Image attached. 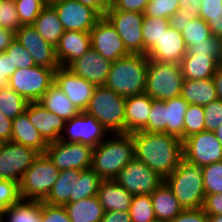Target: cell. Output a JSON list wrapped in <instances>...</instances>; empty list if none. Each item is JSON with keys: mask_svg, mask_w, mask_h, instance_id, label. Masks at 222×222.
Here are the masks:
<instances>
[{"mask_svg": "<svg viewBox=\"0 0 222 222\" xmlns=\"http://www.w3.org/2000/svg\"><path fill=\"white\" fill-rule=\"evenodd\" d=\"M135 159L145 163L162 178H167L184 160L183 143L166 133H131Z\"/></svg>", "mask_w": 222, "mask_h": 222, "instance_id": "6da1fadb", "label": "cell"}, {"mask_svg": "<svg viewBox=\"0 0 222 222\" xmlns=\"http://www.w3.org/2000/svg\"><path fill=\"white\" fill-rule=\"evenodd\" d=\"M111 136L95 146L92 154L91 168L103 180H113L135 158L132 134L114 133Z\"/></svg>", "mask_w": 222, "mask_h": 222, "instance_id": "7a4b0ae2", "label": "cell"}, {"mask_svg": "<svg viewBox=\"0 0 222 222\" xmlns=\"http://www.w3.org/2000/svg\"><path fill=\"white\" fill-rule=\"evenodd\" d=\"M150 0H112L108 10H121L143 13Z\"/></svg>", "mask_w": 222, "mask_h": 222, "instance_id": "816d5d0a", "label": "cell"}, {"mask_svg": "<svg viewBox=\"0 0 222 222\" xmlns=\"http://www.w3.org/2000/svg\"><path fill=\"white\" fill-rule=\"evenodd\" d=\"M186 47L194 43L206 42L212 36L208 23L201 17L194 18L181 31Z\"/></svg>", "mask_w": 222, "mask_h": 222, "instance_id": "f35d334b", "label": "cell"}, {"mask_svg": "<svg viewBox=\"0 0 222 222\" xmlns=\"http://www.w3.org/2000/svg\"><path fill=\"white\" fill-rule=\"evenodd\" d=\"M186 52L187 47L181 32L169 26L146 56L157 62L180 64Z\"/></svg>", "mask_w": 222, "mask_h": 222, "instance_id": "44dd1931", "label": "cell"}, {"mask_svg": "<svg viewBox=\"0 0 222 222\" xmlns=\"http://www.w3.org/2000/svg\"><path fill=\"white\" fill-rule=\"evenodd\" d=\"M114 180L133 196L150 195L164 183V178L135 158L118 173Z\"/></svg>", "mask_w": 222, "mask_h": 222, "instance_id": "8fae6325", "label": "cell"}, {"mask_svg": "<svg viewBox=\"0 0 222 222\" xmlns=\"http://www.w3.org/2000/svg\"><path fill=\"white\" fill-rule=\"evenodd\" d=\"M200 17L209 21L213 17L222 16V0H201Z\"/></svg>", "mask_w": 222, "mask_h": 222, "instance_id": "f5cc1de1", "label": "cell"}, {"mask_svg": "<svg viewBox=\"0 0 222 222\" xmlns=\"http://www.w3.org/2000/svg\"><path fill=\"white\" fill-rule=\"evenodd\" d=\"M170 222H208V216L202 208L184 209Z\"/></svg>", "mask_w": 222, "mask_h": 222, "instance_id": "9f6ffc18", "label": "cell"}, {"mask_svg": "<svg viewBox=\"0 0 222 222\" xmlns=\"http://www.w3.org/2000/svg\"><path fill=\"white\" fill-rule=\"evenodd\" d=\"M37 102L65 121L81 113L55 83L50 86L47 92Z\"/></svg>", "mask_w": 222, "mask_h": 222, "instance_id": "f546056e", "label": "cell"}, {"mask_svg": "<svg viewBox=\"0 0 222 222\" xmlns=\"http://www.w3.org/2000/svg\"><path fill=\"white\" fill-rule=\"evenodd\" d=\"M1 20H2V9H1V4H0V26H1Z\"/></svg>", "mask_w": 222, "mask_h": 222, "instance_id": "89a4df30", "label": "cell"}, {"mask_svg": "<svg viewBox=\"0 0 222 222\" xmlns=\"http://www.w3.org/2000/svg\"><path fill=\"white\" fill-rule=\"evenodd\" d=\"M205 196L222 193V161L201 167Z\"/></svg>", "mask_w": 222, "mask_h": 222, "instance_id": "b9f144b4", "label": "cell"}, {"mask_svg": "<svg viewBox=\"0 0 222 222\" xmlns=\"http://www.w3.org/2000/svg\"><path fill=\"white\" fill-rule=\"evenodd\" d=\"M16 40L29 52L36 66L55 71L60 67L56 48L49 44L32 25H22L16 31Z\"/></svg>", "mask_w": 222, "mask_h": 222, "instance_id": "9a60e30c", "label": "cell"}, {"mask_svg": "<svg viewBox=\"0 0 222 222\" xmlns=\"http://www.w3.org/2000/svg\"><path fill=\"white\" fill-rule=\"evenodd\" d=\"M64 207L71 222H101L105 212L97 196L67 203Z\"/></svg>", "mask_w": 222, "mask_h": 222, "instance_id": "1f68e13d", "label": "cell"}, {"mask_svg": "<svg viewBox=\"0 0 222 222\" xmlns=\"http://www.w3.org/2000/svg\"><path fill=\"white\" fill-rule=\"evenodd\" d=\"M58 14L65 31L88 32L101 16L91 7L76 0H55L50 3Z\"/></svg>", "mask_w": 222, "mask_h": 222, "instance_id": "5bb4252c", "label": "cell"}, {"mask_svg": "<svg viewBox=\"0 0 222 222\" xmlns=\"http://www.w3.org/2000/svg\"><path fill=\"white\" fill-rule=\"evenodd\" d=\"M150 196L156 219L159 221L170 222L184 210L165 182L155 189Z\"/></svg>", "mask_w": 222, "mask_h": 222, "instance_id": "484cf974", "label": "cell"}, {"mask_svg": "<svg viewBox=\"0 0 222 222\" xmlns=\"http://www.w3.org/2000/svg\"><path fill=\"white\" fill-rule=\"evenodd\" d=\"M219 64L206 55H190L186 52L180 62L184 80L211 79L214 76Z\"/></svg>", "mask_w": 222, "mask_h": 222, "instance_id": "83f0119b", "label": "cell"}, {"mask_svg": "<svg viewBox=\"0 0 222 222\" xmlns=\"http://www.w3.org/2000/svg\"><path fill=\"white\" fill-rule=\"evenodd\" d=\"M38 155L34 149L12 141L0 143V180L20 184L25 171Z\"/></svg>", "mask_w": 222, "mask_h": 222, "instance_id": "30bf717a", "label": "cell"}, {"mask_svg": "<svg viewBox=\"0 0 222 222\" xmlns=\"http://www.w3.org/2000/svg\"><path fill=\"white\" fill-rule=\"evenodd\" d=\"M152 99L144 92L125 99V133L141 131L148 122Z\"/></svg>", "mask_w": 222, "mask_h": 222, "instance_id": "603a6c76", "label": "cell"}, {"mask_svg": "<svg viewBox=\"0 0 222 222\" xmlns=\"http://www.w3.org/2000/svg\"><path fill=\"white\" fill-rule=\"evenodd\" d=\"M25 112L28 114L31 124L48 143L60 140L66 123L63 118L49 111L38 102H29Z\"/></svg>", "mask_w": 222, "mask_h": 222, "instance_id": "ffe728a7", "label": "cell"}, {"mask_svg": "<svg viewBox=\"0 0 222 222\" xmlns=\"http://www.w3.org/2000/svg\"><path fill=\"white\" fill-rule=\"evenodd\" d=\"M213 82L216 88L218 99L222 100V67L218 66L213 76Z\"/></svg>", "mask_w": 222, "mask_h": 222, "instance_id": "03108f58", "label": "cell"}, {"mask_svg": "<svg viewBox=\"0 0 222 222\" xmlns=\"http://www.w3.org/2000/svg\"><path fill=\"white\" fill-rule=\"evenodd\" d=\"M202 209L207 216L222 215V193L206 195Z\"/></svg>", "mask_w": 222, "mask_h": 222, "instance_id": "11a10c76", "label": "cell"}, {"mask_svg": "<svg viewBox=\"0 0 222 222\" xmlns=\"http://www.w3.org/2000/svg\"><path fill=\"white\" fill-rule=\"evenodd\" d=\"M12 124V142L30 147L39 154L46 152L49 143L31 124L26 112L13 119Z\"/></svg>", "mask_w": 222, "mask_h": 222, "instance_id": "cb8c5ba5", "label": "cell"}, {"mask_svg": "<svg viewBox=\"0 0 222 222\" xmlns=\"http://www.w3.org/2000/svg\"><path fill=\"white\" fill-rule=\"evenodd\" d=\"M184 160L203 167L222 161V144L214 132L203 131L182 141Z\"/></svg>", "mask_w": 222, "mask_h": 222, "instance_id": "4fadbf2b", "label": "cell"}, {"mask_svg": "<svg viewBox=\"0 0 222 222\" xmlns=\"http://www.w3.org/2000/svg\"><path fill=\"white\" fill-rule=\"evenodd\" d=\"M14 2L21 26L32 25L48 4L45 0H14Z\"/></svg>", "mask_w": 222, "mask_h": 222, "instance_id": "60d3db41", "label": "cell"}, {"mask_svg": "<svg viewBox=\"0 0 222 222\" xmlns=\"http://www.w3.org/2000/svg\"><path fill=\"white\" fill-rule=\"evenodd\" d=\"M54 83L81 112L88 106L96 87L72 73L68 68L61 66L54 73Z\"/></svg>", "mask_w": 222, "mask_h": 222, "instance_id": "ac0fdd59", "label": "cell"}, {"mask_svg": "<svg viewBox=\"0 0 222 222\" xmlns=\"http://www.w3.org/2000/svg\"><path fill=\"white\" fill-rule=\"evenodd\" d=\"M208 222H222V215L208 216Z\"/></svg>", "mask_w": 222, "mask_h": 222, "instance_id": "a7ac6f4b", "label": "cell"}, {"mask_svg": "<svg viewBox=\"0 0 222 222\" xmlns=\"http://www.w3.org/2000/svg\"><path fill=\"white\" fill-rule=\"evenodd\" d=\"M15 39L16 32L14 30L0 26V52L6 51Z\"/></svg>", "mask_w": 222, "mask_h": 222, "instance_id": "6125c7cd", "label": "cell"}, {"mask_svg": "<svg viewBox=\"0 0 222 222\" xmlns=\"http://www.w3.org/2000/svg\"><path fill=\"white\" fill-rule=\"evenodd\" d=\"M2 9L1 27L15 32L21 27L14 0H0Z\"/></svg>", "mask_w": 222, "mask_h": 222, "instance_id": "681fc988", "label": "cell"}, {"mask_svg": "<svg viewBox=\"0 0 222 222\" xmlns=\"http://www.w3.org/2000/svg\"><path fill=\"white\" fill-rule=\"evenodd\" d=\"M80 171L78 169L60 171L57 181L43 202L59 206L75 202V177H79Z\"/></svg>", "mask_w": 222, "mask_h": 222, "instance_id": "4316f807", "label": "cell"}, {"mask_svg": "<svg viewBox=\"0 0 222 222\" xmlns=\"http://www.w3.org/2000/svg\"><path fill=\"white\" fill-rule=\"evenodd\" d=\"M190 55H206L212 57L218 64L222 56V39L213 35L206 42L194 43L187 47Z\"/></svg>", "mask_w": 222, "mask_h": 222, "instance_id": "ee69618b", "label": "cell"}, {"mask_svg": "<svg viewBox=\"0 0 222 222\" xmlns=\"http://www.w3.org/2000/svg\"><path fill=\"white\" fill-rule=\"evenodd\" d=\"M183 82L180 64L149 59L145 93L151 99L167 100L181 96Z\"/></svg>", "mask_w": 222, "mask_h": 222, "instance_id": "52a82bcc", "label": "cell"}, {"mask_svg": "<svg viewBox=\"0 0 222 222\" xmlns=\"http://www.w3.org/2000/svg\"><path fill=\"white\" fill-rule=\"evenodd\" d=\"M180 8V0H150L144 15L146 17L170 19Z\"/></svg>", "mask_w": 222, "mask_h": 222, "instance_id": "f6af8a7d", "label": "cell"}, {"mask_svg": "<svg viewBox=\"0 0 222 222\" xmlns=\"http://www.w3.org/2000/svg\"><path fill=\"white\" fill-rule=\"evenodd\" d=\"M21 199L19 184L14 181L0 180V212Z\"/></svg>", "mask_w": 222, "mask_h": 222, "instance_id": "7dc6e473", "label": "cell"}, {"mask_svg": "<svg viewBox=\"0 0 222 222\" xmlns=\"http://www.w3.org/2000/svg\"><path fill=\"white\" fill-rule=\"evenodd\" d=\"M16 71L6 51L0 52V89L8 86L11 75Z\"/></svg>", "mask_w": 222, "mask_h": 222, "instance_id": "db71d44e", "label": "cell"}, {"mask_svg": "<svg viewBox=\"0 0 222 222\" xmlns=\"http://www.w3.org/2000/svg\"><path fill=\"white\" fill-rule=\"evenodd\" d=\"M215 136L217 137L218 141L222 144V124L218 129L214 131Z\"/></svg>", "mask_w": 222, "mask_h": 222, "instance_id": "003e7915", "label": "cell"}, {"mask_svg": "<svg viewBox=\"0 0 222 222\" xmlns=\"http://www.w3.org/2000/svg\"><path fill=\"white\" fill-rule=\"evenodd\" d=\"M181 96L188 104H195L200 106H205L208 103L218 99L213 78L201 80H184Z\"/></svg>", "mask_w": 222, "mask_h": 222, "instance_id": "f1b7e54d", "label": "cell"}, {"mask_svg": "<svg viewBox=\"0 0 222 222\" xmlns=\"http://www.w3.org/2000/svg\"><path fill=\"white\" fill-rule=\"evenodd\" d=\"M165 109V100L152 99L147 125L141 131L165 133Z\"/></svg>", "mask_w": 222, "mask_h": 222, "instance_id": "7bdbcfd3", "label": "cell"}, {"mask_svg": "<svg viewBox=\"0 0 222 222\" xmlns=\"http://www.w3.org/2000/svg\"><path fill=\"white\" fill-rule=\"evenodd\" d=\"M148 57L144 54H129L114 62L104 86L124 98L145 92Z\"/></svg>", "mask_w": 222, "mask_h": 222, "instance_id": "3957f363", "label": "cell"}, {"mask_svg": "<svg viewBox=\"0 0 222 222\" xmlns=\"http://www.w3.org/2000/svg\"><path fill=\"white\" fill-rule=\"evenodd\" d=\"M107 130L93 116L84 111L66 121L60 140L97 146L107 137Z\"/></svg>", "mask_w": 222, "mask_h": 222, "instance_id": "e0dca14e", "label": "cell"}, {"mask_svg": "<svg viewBox=\"0 0 222 222\" xmlns=\"http://www.w3.org/2000/svg\"><path fill=\"white\" fill-rule=\"evenodd\" d=\"M12 120L0 112V143L11 141Z\"/></svg>", "mask_w": 222, "mask_h": 222, "instance_id": "680465c9", "label": "cell"}, {"mask_svg": "<svg viewBox=\"0 0 222 222\" xmlns=\"http://www.w3.org/2000/svg\"><path fill=\"white\" fill-rule=\"evenodd\" d=\"M112 61L102 57L92 48L70 62L66 68L95 86H104Z\"/></svg>", "mask_w": 222, "mask_h": 222, "instance_id": "d6986e66", "label": "cell"}, {"mask_svg": "<svg viewBox=\"0 0 222 222\" xmlns=\"http://www.w3.org/2000/svg\"><path fill=\"white\" fill-rule=\"evenodd\" d=\"M192 19L194 18L189 10L179 8V10L170 17L169 23L171 27L181 32L184 29V26H187V23L191 22Z\"/></svg>", "mask_w": 222, "mask_h": 222, "instance_id": "6f0895ef", "label": "cell"}, {"mask_svg": "<svg viewBox=\"0 0 222 222\" xmlns=\"http://www.w3.org/2000/svg\"><path fill=\"white\" fill-rule=\"evenodd\" d=\"M94 147L89 144L67 141H53L48 144L45 154L60 170L91 168Z\"/></svg>", "mask_w": 222, "mask_h": 222, "instance_id": "9c48e42d", "label": "cell"}, {"mask_svg": "<svg viewBox=\"0 0 222 222\" xmlns=\"http://www.w3.org/2000/svg\"><path fill=\"white\" fill-rule=\"evenodd\" d=\"M8 57L11 58L13 67L16 69L35 66L34 60L29 52L15 39L6 49Z\"/></svg>", "mask_w": 222, "mask_h": 222, "instance_id": "bcb514c9", "label": "cell"}, {"mask_svg": "<svg viewBox=\"0 0 222 222\" xmlns=\"http://www.w3.org/2000/svg\"><path fill=\"white\" fill-rule=\"evenodd\" d=\"M219 66L222 67V56H221L220 61H219Z\"/></svg>", "mask_w": 222, "mask_h": 222, "instance_id": "2644e50d", "label": "cell"}, {"mask_svg": "<svg viewBox=\"0 0 222 222\" xmlns=\"http://www.w3.org/2000/svg\"><path fill=\"white\" fill-rule=\"evenodd\" d=\"M165 133L184 140V117L188 103L182 96L165 100Z\"/></svg>", "mask_w": 222, "mask_h": 222, "instance_id": "836d02e7", "label": "cell"}, {"mask_svg": "<svg viewBox=\"0 0 222 222\" xmlns=\"http://www.w3.org/2000/svg\"><path fill=\"white\" fill-rule=\"evenodd\" d=\"M207 23L212 35L215 38L222 39V16L213 17L209 21H207Z\"/></svg>", "mask_w": 222, "mask_h": 222, "instance_id": "e7e4bbea", "label": "cell"}, {"mask_svg": "<svg viewBox=\"0 0 222 222\" xmlns=\"http://www.w3.org/2000/svg\"><path fill=\"white\" fill-rule=\"evenodd\" d=\"M29 102L9 86L0 89V112L13 120L25 112Z\"/></svg>", "mask_w": 222, "mask_h": 222, "instance_id": "e575fe53", "label": "cell"}, {"mask_svg": "<svg viewBox=\"0 0 222 222\" xmlns=\"http://www.w3.org/2000/svg\"><path fill=\"white\" fill-rule=\"evenodd\" d=\"M42 201L20 199L1 212V222H41Z\"/></svg>", "mask_w": 222, "mask_h": 222, "instance_id": "d6a6232c", "label": "cell"}, {"mask_svg": "<svg viewBox=\"0 0 222 222\" xmlns=\"http://www.w3.org/2000/svg\"><path fill=\"white\" fill-rule=\"evenodd\" d=\"M129 214L131 222H153L157 220L150 195H134Z\"/></svg>", "mask_w": 222, "mask_h": 222, "instance_id": "74e56055", "label": "cell"}, {"mask_svg": "<svg viewBox=\"0 0 222 222\" xmlns=\"http://www.w3.org/2000/svg\"><path fill=\"white\" fill-rule=\"evenodd\" d=\"M105 17L115 27L129 53L144 54L143 13L107 10Z\"/></svg>", "mask_w": 222, "mask_h": 222, "instance_id": "7c38bea8", "label": "cell"}, {"mask_svg": "<svg viewBox=\"0 0 222 222\" xmlns=\"http://www.w3.org/2000/svg\"><path fill=\"white\" fill-rule=\"evenodd\" d=\"M167 18L146 17L142 24V36L144 40V55H146L158 43L162 34L169 28Z\"/></svg>", "mask_w": 222, "mask_h": 222, "instance_id": "d590c367", "label": "cell"}, {"mask_svg": "<svg viewBox=\"0 0 222 222\" xmlns=\"http://www.w3.org/2000/svg\"><path fill=\"white\" fill-rule=\"evenodd\" d=\"M81 4L93 8L101 17L105 16L106 11L111 6L109 0H76Z\"/></svg>", "mask_w": 222, "mask_h": 222, "instance_id": "91938a15", "label": "cell"}, {"mask_svg": "<svg viewBox=\"0 0 222 222\" xmlns=\"http://www.w3.org/2000/svg\"><path fill=\"white\" fill-rule=\"evenodd\" d=\"M203 108L205 112V131L214 132L222 124V100L212 101Z\"/></svg>", "mask_w": 222, "mask_h": 222, "instance_id": "c3c4849f", "label": "cell"}, {"mask_svg": "<svg viewBox=\"0 0 222 222\" xmlns=\"http://www.w3.org/2000/svg\"><path fill=\"white\" fill-rule=\"evenodd\" d=\"M56 48V57L61 67L81 57L91 48V36L88 32L65 31Z\"/></svg>", "mask_w": 222, "mask_h": 222, "instance_id": "7402d4cb", "label": "cell"}, {"mask_svg": "<svg viewBox=\"0 0 222 222\" xmlns=\"http://www.w3.org/2000/svg\"><path fill=\"white\" fill-rule=\"evenodd\" d=\"M164 182L184 209L202 208L205 191L201 167L183 160Z\"/></svg>", "mask_w": 222, "mask_h": 222, "instance_id": "277c9868", "label": "cell"}, {"mask_svg": "<svg viewBox=\"0 0 222 222\" xmlns=\"http://www.w3.org/2000/svg\"><path fill=\"white\" fill-rule=\"evenodd\" d=\"M60 170L49 157L39 154L25 171L19 184L21 199L44 201L58 179Z\"/></svg>", "mask_w": 222, "mask_h": 222, "instance_id": "8992f818", "label": "cell"}, {"mask_svg": "<svg viewBox=\"0 0 222 222\" xmlns=\"http://www.w3.org/2000/svg\"><path fill=\"white\" fill-rule=\"evenodd\" d=\"M41 222H71L64 206L42 202Z\"/></svg>", "mask_w": 222, "mask_h": 222, "instance_id": "f907efd6", "label": "cell"}, {"mask_svg": "<svg viewBox=\"0 0 222 222\" xmlns=\"http://www.w3.org/2000/svg\"><path fill=\"white\" fill-rule=\"evenodd\" d=\"M101 222H131V217L129 212L107 211L104 212Z\"/></svg>", "mask_w": 222, "mask_h": 222, "instance_id": "94428289", "label": "cell"}, {"mask_svg": "<svg viewBox=\"0 0 222 222\" xmlns=\"http://www.w3.org/2000/svg\"><path fill=\"white\" fill-rule=\"evenodd\" d=\"M90 36L91 48L112 62L130 54L115 27L105 16L90 30Z\"/></svg>", "mask_w": 222, "mask_h": 222, "instance_id": "2e32d148", "label": "cell"}, {"mask_svg": "<svg viewBox=\"0 0 222 222\" xmlns=\"http://www.w3.org/2000/svg\"><path fill=\"white\" fill-rule=\"evenodd\" d=\"M125 99L106 86H96L84 110L109 133H125Z\"/></svg>", "mask_w": 222, "mask_h": 222, "instance_id": "5b68a950", "label": "cell"}, {"mask_svg": "<svg viewBox=\"0 0 222 222\" xmlns=\"http://www.w3.org/2000/svg\"><path fill=\"white\" fill-rule=\"evenodd\" d=\"M102 180L92 168L81 170L79 177H75V202L97 196Z\"/></svg>", "mask_w": 222, "mask_h": 222, "instance_id": "8d00e7d4", "label": "cell"}, {"mask_svg": "<svg viewBox=\"0 0 222 222\" xmlns=\"http://www.w3.org/2000/svg\"><path fill=\"white\" fill-rule=\"evenodd\" d=\"M55 70L41 66L16 69L8 86L28 102H37L54 83Z\"/></svg>", "mask_w": 222, "mask_h": 222, "instance_id": "ba28073f", "label": "cell"}, {"mask_svg": "<svg viewBox=\"0 0 222 222\" xmlns=\"http://www.w3.org/2000/svg\"><path fill=\"white\" fill-rule=\"evenodd\" d=\"M200 4L201 0H180V8L189 10L193 18L200 17Z\"/></svg>", "mask_w": 222, "mask_h": 222, "instance_id": "be15d7a7", "label": "cell"}, {"mask_svg": "<svg viewBox=\"0 0 222 222\" xmlns=\"http://www.w3.org/2000/svg\"><path fill=\"white\" fill-rule=\"evenodd\" d=\"M205 131L203 106L188 104L184 117V140L193 134Z\"/></svg>", "mask_w": 222, "mask_h": 222, "instance_id": "ab89813d", "label": "cell"}, {"mask_svg": "<svg viewBox=\"0 0 222 222\" xmlns=\"http://www.w3.org/2000/svg\"><path fill=\"white\" fill-rule=\"evenodd\" d=\"M47 3H52L55 0H45Z\"/></svg>", "mask_w": 222, "mask_h": 222, "instance_id": "8c879c8a", "label": "cell"}, {"mask_svg": "<svg viewBox=\"0 0 222 222\" xmlns=\"http://www.w3.org/2000/svg\"><path fill=\"white\" fill-rule=\"evenodd\" d=\"M98 200L107 211L129 212L133 195L113 180H102L97 193Z\"/></svg>", "mask_w": 222, "mask_h": 222, "instance_id": "d4e9b609", "label": "cell"}, {"mask_svg": "<svg viewBox=\"0 0 222 222\" xmlns=\"http://www.w3.org/2000/svg\"><path fill=\"white\" fill-rule=\"evenodd\" d=\"M32 26L51 45L56 47L65 32L54 7L48 3L40 12Z\"/></svg>", "mask_w": 222, "mask_h": 222, "instance_id": "4dcf8cb0", "label": "cell"}]
</instances>
